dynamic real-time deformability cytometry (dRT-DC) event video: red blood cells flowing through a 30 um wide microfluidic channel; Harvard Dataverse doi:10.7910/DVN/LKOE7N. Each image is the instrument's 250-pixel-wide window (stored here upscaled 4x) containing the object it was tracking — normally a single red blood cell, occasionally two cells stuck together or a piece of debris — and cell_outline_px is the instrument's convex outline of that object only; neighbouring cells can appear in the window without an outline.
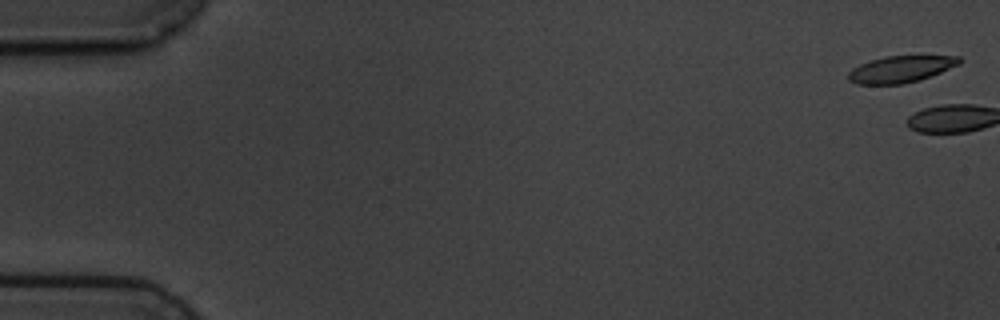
{"species": "common noctule bat (a hibernating species)", "species_latin": "Nyctalus noctula", "temperature_condition": "cold", "stored_images_in_passage": 6, "camera_frame_rate_fps": 3000, "um_per_image_px": 0.085, "animal": {"sex": "male", "body_mass_g": 19.5, "forearm_length_mm": 54.6}, "frame": {"image": 1, "passage_image": 1, "time_ms": 0.0, "image_size_px": [1000, 320], "cell_outline_px": [[960, 64], [920, 80], [904, 84], [856, 84], [848, 80], [848, 72], [852, 68], [860, 64], [884, 56], [960, 56]], "centroid_in_image_um": [76.53, 5.88], "position_along_channel_um": 8.5, "area_um2": 17.17}}
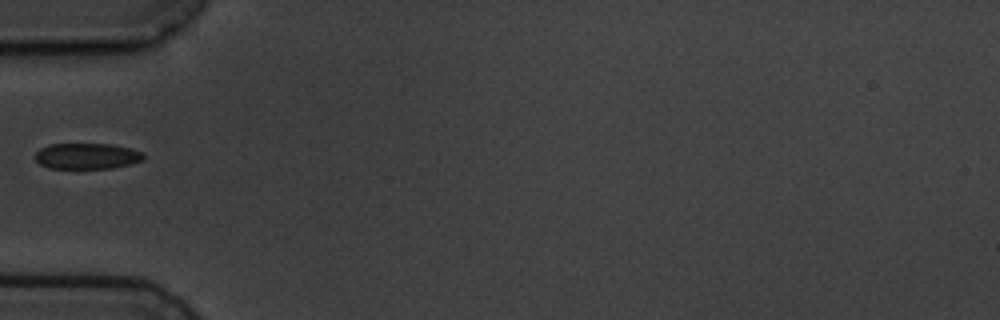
{"frame": {"image": 2, "passage_image": 6, "time_ms": 6.667, "image_size_px": [1000, 320], "cell_outline_px": [[144, 160], [112, 168], [48, 168], [40, 164], [36, 160], [36, 152], [40, 148], [48, 144], [112, 144], [144, 152]], "centroid_in_image_um": [7.38, 13.26], "position_along_channel_um": 77.6, "area_um2": 16.3}}